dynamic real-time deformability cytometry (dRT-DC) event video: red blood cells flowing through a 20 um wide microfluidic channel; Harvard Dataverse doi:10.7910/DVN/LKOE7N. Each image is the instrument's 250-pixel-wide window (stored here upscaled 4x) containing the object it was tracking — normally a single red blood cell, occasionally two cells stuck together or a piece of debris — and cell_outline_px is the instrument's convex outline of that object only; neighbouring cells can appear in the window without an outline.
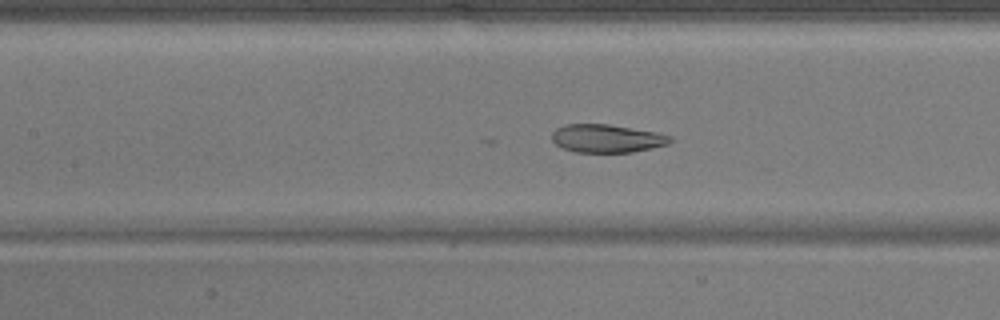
{"species": "common noctule bat (a hibernating species)", "species_latin": "Nyctalus noctula", "temperature_condition": "warm", "stored_images_in_passage": 19, "camera_frame_rate_fps": 3000, "um_per_image_px": 0.085, "animal": {"sex": "male", "body_mass_g": 17.9}, "frame": {"image": 1, "passage_image": 8, "time_ms": 2.333, "image_size_px": [1000, 320], "cell_outline_px": [[672, 140], [668, 144], [652, 148], [632, 152], [572, 152], [556, 144], [552, 140], [552, 132], [556, 128], [564, 124], [608, 124], [656, 132], [672, 136]], "centroid_in_image_um": [51.57, 11.76], "position_along_channel_um": 155.8, "area_um2": 19.42}}
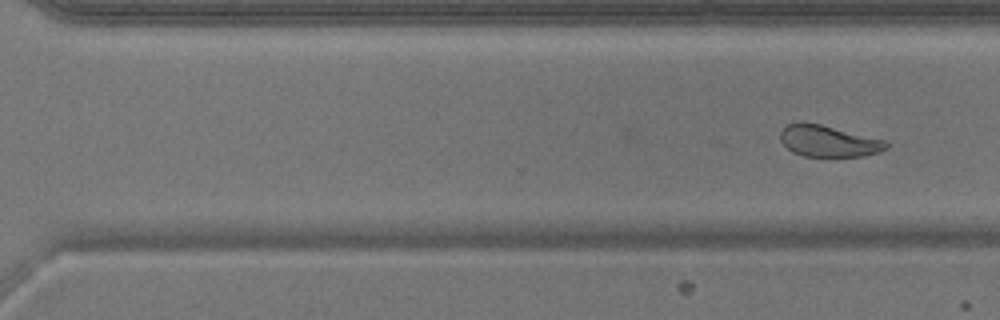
{"frame": {"image": 2, "passage_image": 19, "time_ms": 6.0, "image_size_px": [1000, 320], "cell_outline_px": [[888, 148], [864, 156], [804, 156], [792, 152], [780, 140], [780, 132], [788, 124], [796, 120], [804, 120], [884, 140], [888, 144]], "centroid_in_image_um": [70.35, 11.97], "position_along_channel_um": 300.2, "area_um2": 19.36}}